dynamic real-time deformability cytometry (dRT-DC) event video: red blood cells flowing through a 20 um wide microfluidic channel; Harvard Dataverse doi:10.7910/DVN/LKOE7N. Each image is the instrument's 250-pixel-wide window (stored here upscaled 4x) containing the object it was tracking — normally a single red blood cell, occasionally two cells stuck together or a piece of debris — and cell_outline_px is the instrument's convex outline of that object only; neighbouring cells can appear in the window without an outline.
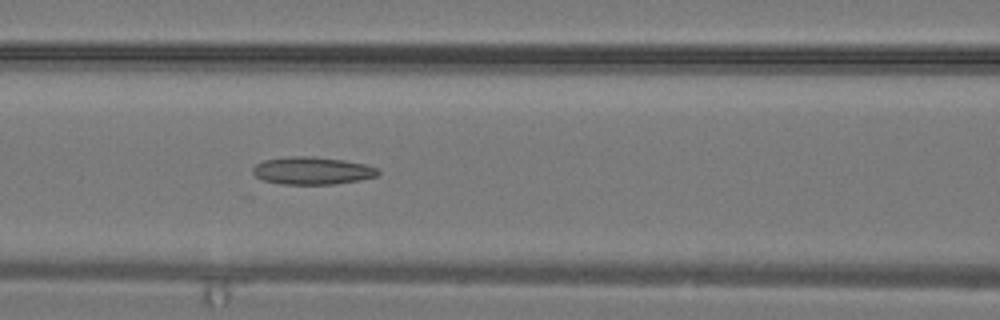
{"species": "common noctule bat (a hibernating species)", "species_latin": "Nyctalus noctula", "temperature_condition": "warm", "stored_images_in_passage": 14, "camera_frame_rate_fps": 3000, "um_per_image_px": 0.085, "animal": {"sex": "male", "body_mass_g": 19.2, "forearm_length_mm": 51.8}, "frame": {"image": 1, "passage_image": 14, "time_ms": 4.333, "image_size_px": [1000, 320], "cell_outline_px": [[380, 172], [376, 176], [360, 180], [332, 184], [280, 184], [264, 180], [256, 176], [252, 172], [252, 168], [256, 164], [264, 160], [292, 156], [316, 156], [344, 160], [364, 164], [376, 168]], "centroid_in_image_um": [26.52, 14.5], "position_along_channel_um": 140.1, "area_um2": 20.06}}